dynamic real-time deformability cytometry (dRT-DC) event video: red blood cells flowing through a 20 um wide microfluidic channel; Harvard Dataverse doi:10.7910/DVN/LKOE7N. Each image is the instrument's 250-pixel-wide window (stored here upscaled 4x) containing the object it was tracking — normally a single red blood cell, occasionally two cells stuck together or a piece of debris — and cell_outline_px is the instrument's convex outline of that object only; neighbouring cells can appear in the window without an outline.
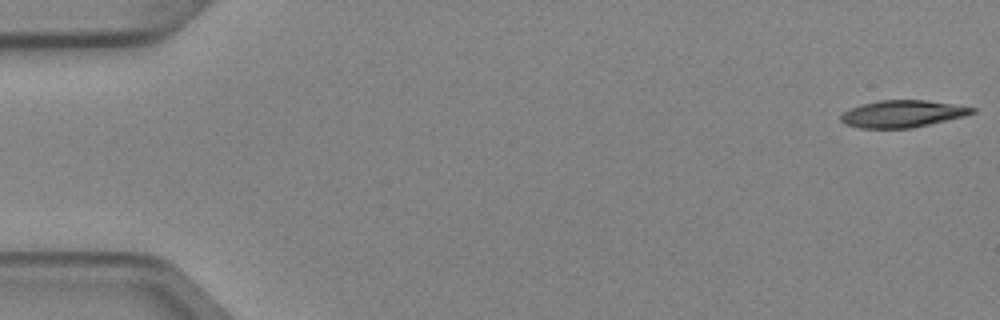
{"species": "Egyptian fruit bat (a non-hibernating species)", "species_latin": "Rousettus aegyptiacus", "temperature_condition": "cold", "stored_images_in_passage": 4, "camera_frame_rate_fps": 3000, "um_per_image_px": 0.085, "animal": {"sex": "female"}, "frame": {"image": 1, "passage_image": 1, "time_ms": 0.0, "image_size_px": [1000, 320], "cell_outline_px": [[976, 112], [964, 116], [912, 128], [860, 128], [844, 124], [840, 120], [840, 116], [844, 112], [852, 108], [864, 104], [880, 100], [924, 100], [956, 104], [976, 108]], "centroid_in_image_um": [76.73, 9.67], "position_along_channel_um": 8.3, "area_um2": 20.58}}
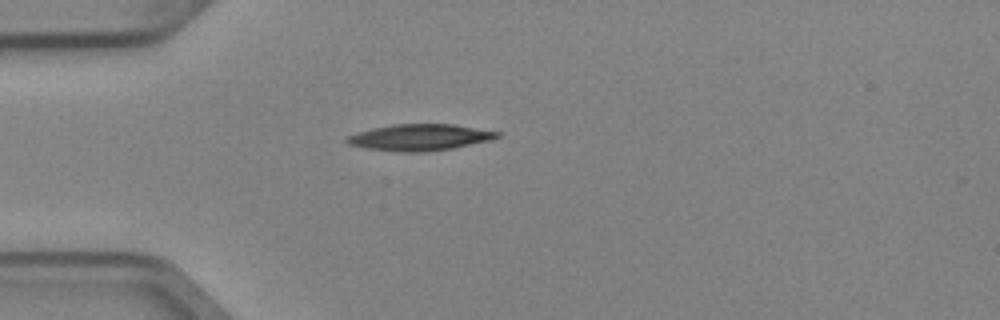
{"frame": {"image": 2, "passage_image": 4, "time_ms": 1.0, "image_size_px": [1000, 320], "cell_outline_px": [[500, 136], [492, 140], [452, 148], [424, 152], [396, 152], [368, 148], [348, 144], [344, 140], [348, 136], [372, 128], [392, 124], [452, 124], [500, 132]], "centroid_in_image_um": [35.69, 11.68], "position_along_channel_um": 49.3, "area_um2": 23.0}}